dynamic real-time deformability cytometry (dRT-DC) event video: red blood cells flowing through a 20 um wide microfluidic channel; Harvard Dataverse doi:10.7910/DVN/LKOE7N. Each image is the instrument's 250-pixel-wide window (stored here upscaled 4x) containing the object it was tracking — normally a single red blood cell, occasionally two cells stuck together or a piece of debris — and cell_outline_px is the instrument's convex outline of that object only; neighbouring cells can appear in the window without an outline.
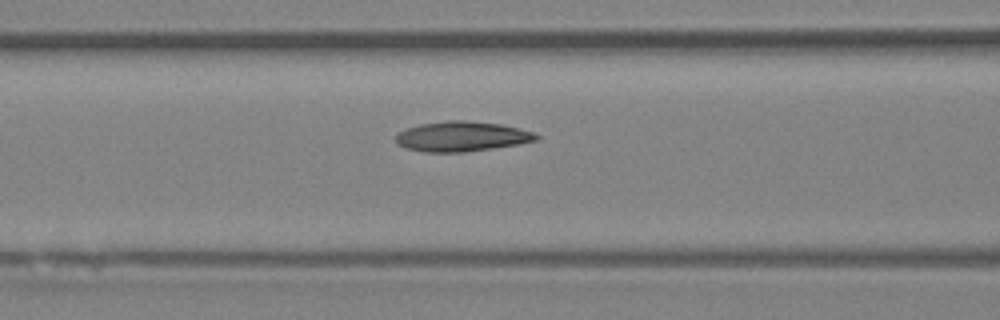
{"species": "Egyptian fruit bat (a non-hibernating species)", "species_latin": "Rousettus aegyptiacus", "temperature_condition": "room temperature", "stored_images_in_passage": 8, "segment_of_instrument_passage": [2, 2], "camera_frame_rate_fps": 3000, "um_per_image_px": 0.085, "animal": {"sex": "female"}, "frame": {"image": 1, "passage_image": 8, "time_ms": 9.333, "image_size_px": [1000, 320], "cell_outline_px": [[540, 140], [520, 144], [464, 152], [424, 152], [404, 148], [396, 140], [396, 136], [400, 132], [408, 128], [420, 124], [448, 120], [464, 120], [500, 124], [536, 132], [540, 136]], "centroid_in_image_um": [39.31, 11.6], "position_along_channel_um": 127.3, "area_um2": 24.57}}